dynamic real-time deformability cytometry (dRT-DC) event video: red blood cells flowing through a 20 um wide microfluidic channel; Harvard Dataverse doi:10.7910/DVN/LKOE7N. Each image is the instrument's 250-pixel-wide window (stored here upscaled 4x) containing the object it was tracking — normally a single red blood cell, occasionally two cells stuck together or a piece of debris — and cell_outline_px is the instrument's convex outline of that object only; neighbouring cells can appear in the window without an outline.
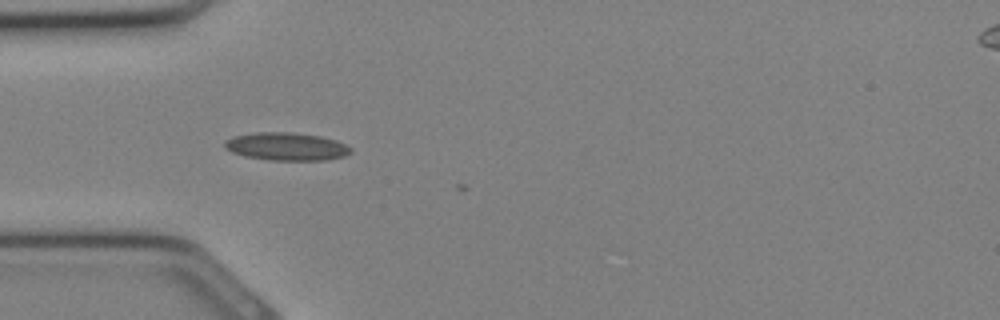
{"species": "Egyptian fruit bat (a non-hibernating species)", "species_latin": "Rousettus aegyptiacus", "temperature_condition": "cold", "stored_images_in_passage": 3, "camera_frame_rate_fps": 3000, "um_per_image_px": 0.085, "animal": {"sex": "female"}, "frame": {"image": 1, "passage_image": 2, "time_ms": 0.333, "image_size_px": [1000, 320], "cell_outline_px": [[352, 152], [344, 156], [324, 160], [268, 160], [244, 156], [232, 152], [224, 148], [224, 140], [232, 136], [256, 132], [292, 132], [320, 136], [336, 140], [352, 148]], "centroid_in_image_um": [24.31, 12.45], "position_along_channel_um": 60.7, "area_um2": 20.63}}